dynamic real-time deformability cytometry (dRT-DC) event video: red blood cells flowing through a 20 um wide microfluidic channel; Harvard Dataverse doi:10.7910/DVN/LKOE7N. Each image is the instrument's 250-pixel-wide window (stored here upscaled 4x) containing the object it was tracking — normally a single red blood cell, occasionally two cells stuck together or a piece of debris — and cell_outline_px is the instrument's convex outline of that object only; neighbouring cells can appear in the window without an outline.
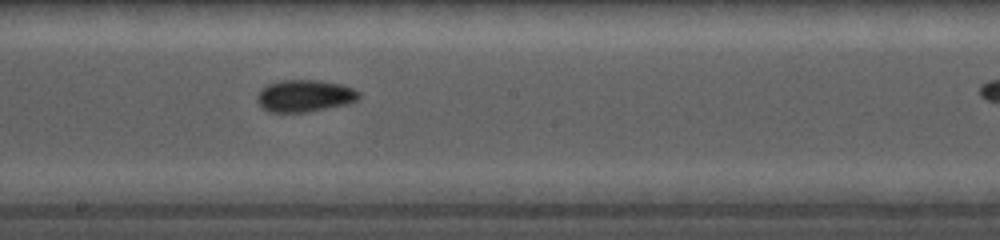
{"species": "common noctule bat (a hibernating species)", "species_latin": "Nyctalus noctula", "temperature_condition": "cold", "stored_images_in_passage": 14, "camera_frame_rate_fps": 5000, "um_per_image_px": 0.085, "animal": {"sex": "female", "body_mass_g": 19.0, "forearm_length_mm": 56.7}, "frame": {"image": 1, "passage_image": 8, "time_ms": 3.2, "image_size_px": [1000, 240], "cell_outline_px": [[360, 96], [356, 100], [344, 104], [308, 112], [268, 112], [256, 100], [260, 92], [268, 84], [284, 80], [316, 80], [340, 84], [352, 88]], "centroid_in_image_um": [25.87, 8.15], "position_along_channel_um": 222.3, "area_um2": 18.5}}
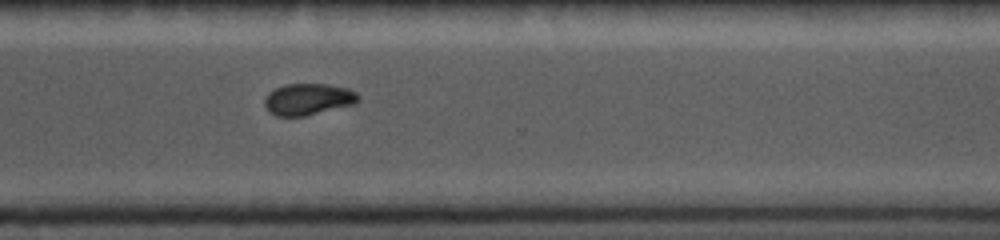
{"frame": {"image": 2, "passage_image": 12, "time_ms": 6.4, "image_size_px": [1000, 240], "cell_outline_px": [[360, 100], [356, 104], [304, 116], [276, 116], [268, 112], [264, 104], [264, 100], [276, 88], [284, 84], [328, 84], [348, 88], [356, 92], [360, 96]], "centroid_in_image_um": [26.24, 8.44], "position_along_channel_um": 344.4, "area_um2": 17.28}}